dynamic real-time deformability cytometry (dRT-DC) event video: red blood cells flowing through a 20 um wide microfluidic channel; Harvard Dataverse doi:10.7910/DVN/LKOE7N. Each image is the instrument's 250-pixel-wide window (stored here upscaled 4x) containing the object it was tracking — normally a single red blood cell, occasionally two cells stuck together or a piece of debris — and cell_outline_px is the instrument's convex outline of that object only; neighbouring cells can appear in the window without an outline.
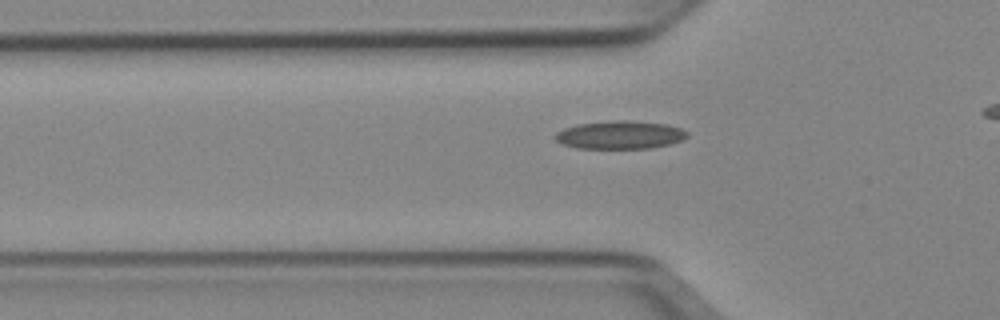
{"species": "Egyptian fruit bat (a non-hibernating species)", "species_latin": "Rousettus aegyptiacus", "temperature_condition": "cold", "stored_images_in_passage": 33, "camera_frame_rate_fps": 3000, "um_per_image_px": 0.085, "animal": {"sex": "female"}, "frame": {"image": 1, "passage_image": 5, "time_ms": 1.333, "image_size_px": [1000, 320], "cell_outline_px": [[688, 136], [680, 140], [668, 144], [652, 148], [576, 148], [564, 144], [556, 140], [552, 136], [556, 132], [564, 128], [576, 124], [612, 120], [628, 120], [668, 124], [680, 128], [688, 132]], "centroid_in_image_um": [52.67, 11.45], "position_along_channel_um": 73.1, "area_um2": 21.68}}
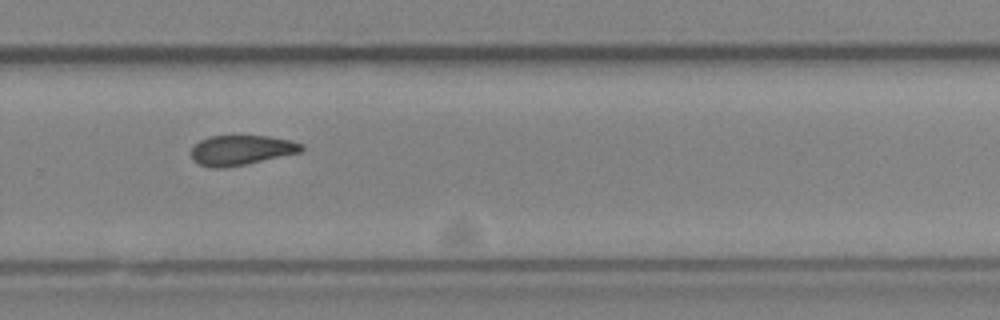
{"frame": {"image": 2, "passage_image": 23, "time_ms": 7.333, "image_size_px": [1000, 320], "cell_outline_px": [[304, 148], [300, 152], [244, 164], [224, 168], [208, 168], [192, 160], [192, 148], [200, 140], [208, 136], [268, 136], [288, 140], [304, 144]], "centroid_in_image_um": [20.48, 12.76], "position_along_channel_um": 309.3, "area_um2": 19.02}}
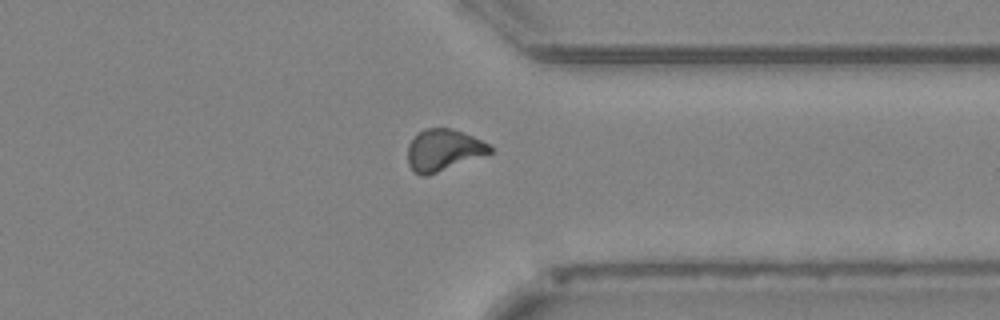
{"frame": {"image": 3, "passage_image": 28, "time_ms": 9.0, "image_size_px": [1000, 320], "cell_outline_px": [[492, 152], [428, 176], [420, 176], [408, 164], [408, 144], [424, 128], [452, 128], [472, 136], [488, 144], [492, 148]], "centroid_in_image_um": [37.67, 12.76], "position_along_channel_um": 373.7, "area_um2": 19.65}, "authors_computed_cell_mechanics": {"area_um2": 20.23, "velocity_mm_per_s": 3.9454, "shape_relaxation_time_tau1_ms": null, "shape_relaxation_time_tau2_ms": 5.8805, "deformation_change_tau1": null, "deformation_change_tau2": 0.1326}}